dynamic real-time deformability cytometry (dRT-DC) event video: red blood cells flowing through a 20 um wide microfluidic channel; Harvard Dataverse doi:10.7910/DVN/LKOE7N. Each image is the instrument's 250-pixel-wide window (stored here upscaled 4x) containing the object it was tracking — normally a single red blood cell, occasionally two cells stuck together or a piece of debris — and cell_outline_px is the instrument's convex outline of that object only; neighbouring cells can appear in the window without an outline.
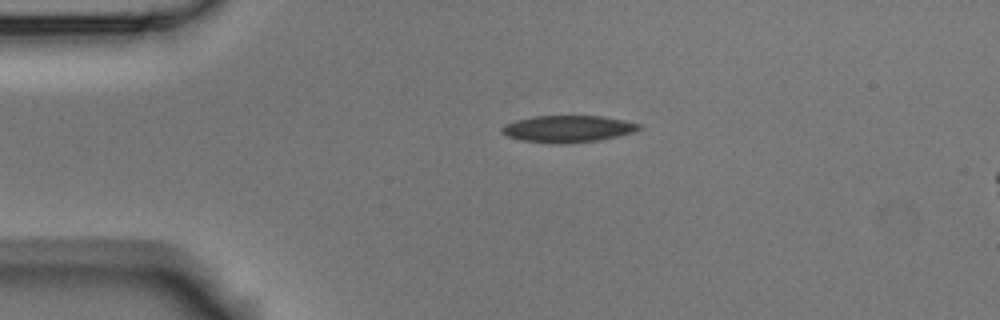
{"species": "Egyptian fruit bat (a non-hibernating species)", "species_latin": "Rousettus aegyptiacus", "temperature_condition": "room temperature", "stored_images_in_passage": 2, "camera_frame_rate_fps": 3000, "um_per_image_px": 0.085, "animal": {"sex": "male"}, "frame": {"image": 1, "passage_image": 1, "time_ms": 0.0, "image_size_px": [1000, 320], "cell_outline_px": [[640, 128], [632, 132], [600, 140], [568, 144], [556, 144], [520, 140], [508, 136], [500, 132], [500, 128], [516, 120], [532, 116], [600, 116], [624, 120], [640, 124]], "centroid_in_image_um": [48.23, 10.96], "position_along_channel_um": 36.8, "area_um2": 21.39}}